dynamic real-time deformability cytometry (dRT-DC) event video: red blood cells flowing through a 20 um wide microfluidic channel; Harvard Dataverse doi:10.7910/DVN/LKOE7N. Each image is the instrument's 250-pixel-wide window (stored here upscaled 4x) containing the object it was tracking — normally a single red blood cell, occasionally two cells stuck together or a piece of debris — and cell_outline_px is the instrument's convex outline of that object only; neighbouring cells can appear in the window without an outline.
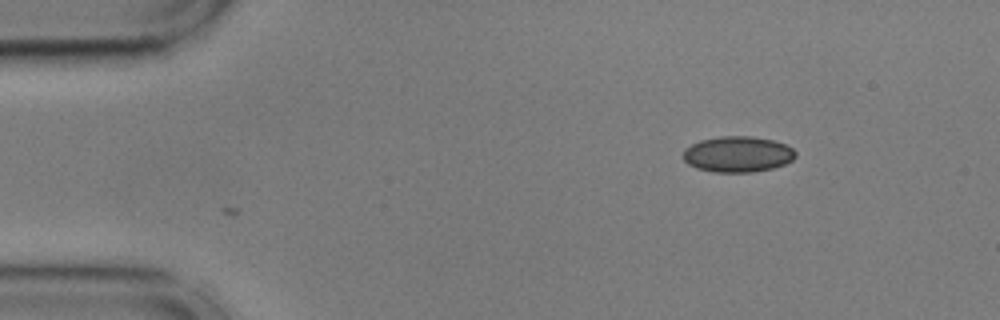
{"species": "common noctule bat (a hibernating species)", "species_latin": "Nyctalus noctula", "temperature_condition": "cold", "stored_images_in_passage": 3, "camera_frame_rate_fps": 3000, "um_per_image_px": 0.085, "animal": {"sex": "male", "body_mass_g": 17.9, "forearm_length_mm": 54.2}, "frame": {"image": 1, "passage_image": 3, "time_ms": 0.667, "image_size_px": [1000, 320], "cell_outline_px": [[796, 156], [792, 160], [784, 164], [772, 168], [752, 172], [712, 172], [696, 168], [688, 164], [684, 160], [684, 148], [700, 140], [720, 136], [752, 136], [772, 140], [784, 144], [792, 148], [796, 152]], "centroid_in_image_um": [62.69, 13.11], "position_along_channel_um": 22.3, "area_um2": 23.47}}